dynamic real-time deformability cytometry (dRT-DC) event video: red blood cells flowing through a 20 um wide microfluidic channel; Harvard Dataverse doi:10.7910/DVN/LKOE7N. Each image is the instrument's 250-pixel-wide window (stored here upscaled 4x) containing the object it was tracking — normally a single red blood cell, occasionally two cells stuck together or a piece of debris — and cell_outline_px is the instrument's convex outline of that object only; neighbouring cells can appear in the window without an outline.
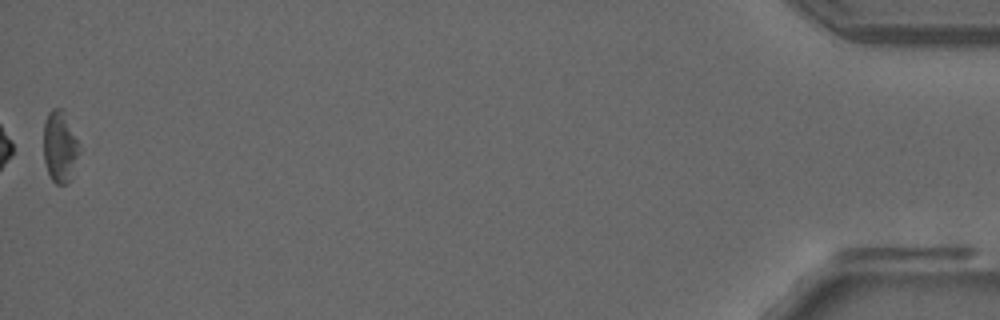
{"species": "common noctule bat (a hibernating species)", "species_latin": "Nyctalus noctula", "temperature_condition": "room temperature", "stored_images_in_passage": 42, "camera_frame_rate_fps": 3000, "um_per_image_px": 0.085, "animal": {"sex": "male", "forearm_length_mm": 52.5}, "frame": {"image": 1, "passage_image": 42, "time_ms": 13.667, "image_size_px": [1000, 320], "cell_outline_px": [[80, 152], [68, 184], [56, 184], [52, 180], [48, 172], [44, 160], [44, 120], [48, 112], [52, 108], [64, 108], [80, 148]], "centroid_in_image_um": [5.09, 12.43], "position_along_channel_um": 430.1, "area_um2": 14.97}}